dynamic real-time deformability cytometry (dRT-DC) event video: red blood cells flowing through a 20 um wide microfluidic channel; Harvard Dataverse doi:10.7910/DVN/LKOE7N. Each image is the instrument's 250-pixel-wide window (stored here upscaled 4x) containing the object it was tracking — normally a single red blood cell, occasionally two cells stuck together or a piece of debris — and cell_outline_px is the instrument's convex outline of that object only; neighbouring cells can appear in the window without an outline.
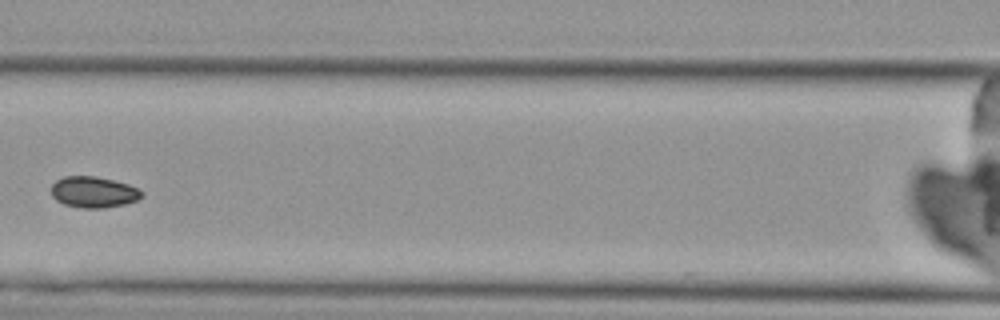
{"species": "Egyptian fruit bat (a non-hibernating species)", "species_latin": "Rousettus aegyptiacus", "temperature_condition": "cold", "stored_images_in_passage": 4, "camera_frame_rate_fps": 3000, "um_per_image_px": 0.085, "animal": {"sex": "female"}, "frame": {"image": 1, "passage_image": 4, "time_ms": 3.667, "image_size_px": [1000, 320], "cell_outline_px": [[144, 196], [136, 200], [124, 204], [104, 208], [80, 208], [64, 204], [56, 200], [52, 196], [52, 184], [56, 180], [64, 176], [96, 176], [128, 184], [140, 188], [144, 192]], "centroid_in_image_um": [7.97, 16.33], "position_along_channel_um": 158.6, "area_um2": 16.53}}